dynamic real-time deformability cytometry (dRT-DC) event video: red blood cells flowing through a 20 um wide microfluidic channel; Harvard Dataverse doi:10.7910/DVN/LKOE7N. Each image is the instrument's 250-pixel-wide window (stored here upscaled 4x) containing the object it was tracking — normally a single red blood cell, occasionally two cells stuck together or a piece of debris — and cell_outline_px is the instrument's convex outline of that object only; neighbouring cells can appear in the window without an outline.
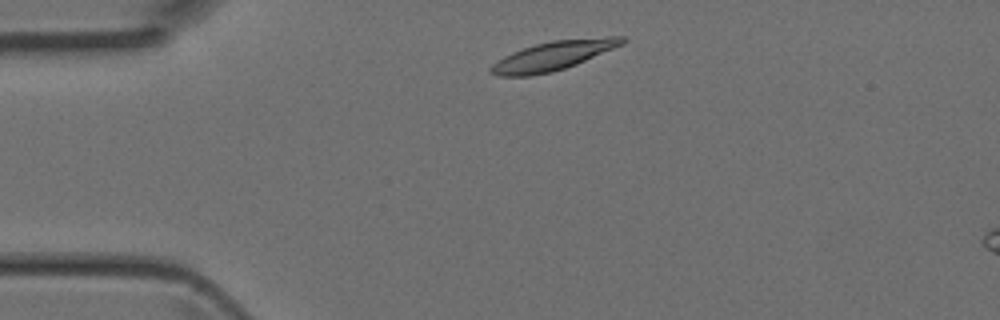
{"species": "Egyptian fruit bat (a non-hibernating species)", "species_latin": "Rousettus aegyptiacus", "temperature_condition": "room temperature", "stored_images_in_passage": 3, "camera_frame_rate_fps": 3000, "um_per_image_px": 0.085, "animal": {"sex": "female"}, "frame": {"image": 1, "passage_image": 1, "time_ms": 0.0, "image_size_px": [1000, 320], "cell_outline_px": [[628, 40], [624, 44], [576, 64], [552, 72], [528, 76], [496, 76], [488, 72], [488, 68], [492, 64], [504, 56], [512, 52], [536, 44], [552, 40], [608, 36], [624, 36]], "centroid_in_image_um": [47.02, 4.73], "position_along_channel_um": 38.0, "area_um2": 22.37}}
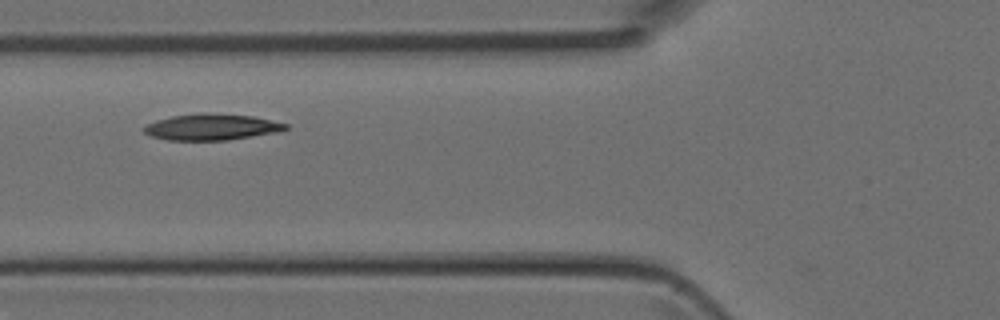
{"frame": {"image": 2, "passage_image": 3, "time_ms": 0.667, "image_size_px": [1000, 320], "cell_outline_px": [[288, 128], [280, 132], [228, 140], [168, 140], [152, 136], [144, 132], [140, 128], [144, 124], [156, 120], [172, 116], [204, 112], [252, 116], [288, 124]], "centroid_in_image_um": [17.96, 10.79], "position_along_channel_um": 107.8, "area_um2": 21.79}}